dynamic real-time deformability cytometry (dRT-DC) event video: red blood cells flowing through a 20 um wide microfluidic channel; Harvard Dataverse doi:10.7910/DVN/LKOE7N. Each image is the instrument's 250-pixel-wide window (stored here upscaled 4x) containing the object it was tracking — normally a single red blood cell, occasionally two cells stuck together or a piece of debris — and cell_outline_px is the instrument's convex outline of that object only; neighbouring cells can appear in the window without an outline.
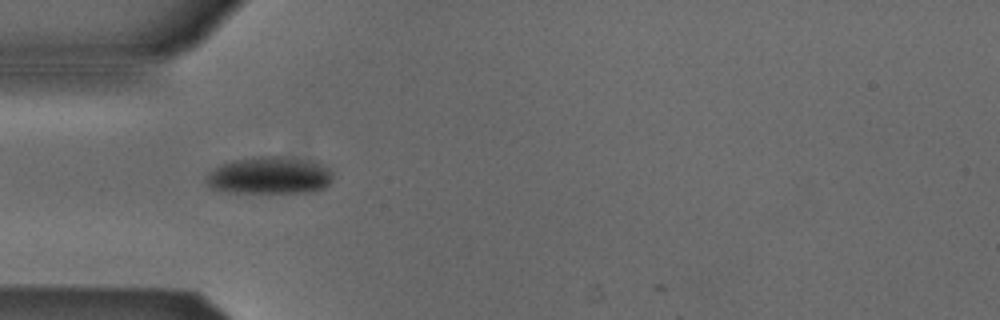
{"species": "Egyptian fruit bat (a non-hibernating species)", "species_latin": "Rousettus aegyptiacus", "temperature_condition": "cold", "stored_images_in_passage": 25, "camera_frame_rate_fps": 3000, "um_per_image_px": 0.085, "animal": {"sex": "male"}, "frame": {"image": 1, "passage_image": 6, "time_ms": 1.667, "image_size_px": [1000, 320], "cell_outline_px": [[332, 180], [324, 188], [316, 192], [236, 192], [212, 188], [204, 180], [208, 172], [220, 164], [232, 160], [260, 156], [280, 156], [316, 160], [324, 164], [332, 172]], "centroid_in_image_um": [22.96, 14.89], "position_along_channel_um": 62.0, "area_um2": 27.8}}
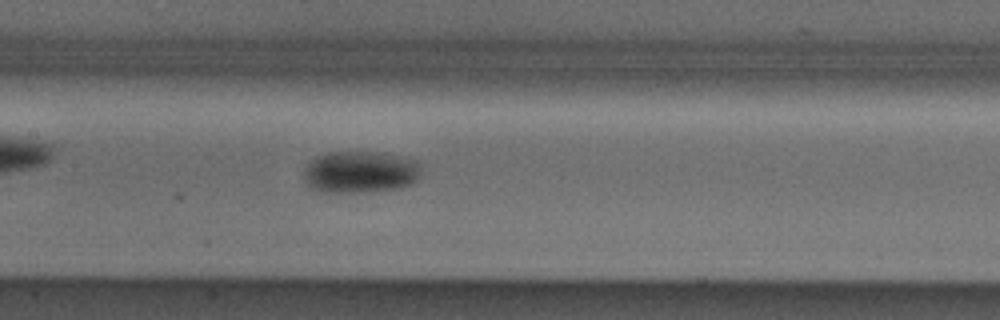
{"frame": {"image": 2, "passage_image": 15, "time_ms": 4.667, "image_size_px": [1000, 320], "cell_outline_px": [[420, 176], [412, 184], [396, 188], [356, 192], [316, 192], [304, 180], [304, 168], [316, 156], [328, 152], [376, 152], [416, 160], [420, 164]], "centroid_in_image_um": [30.59, 14.62], "position_along_channel_um": 176.8, "area_um2": 28.55}}
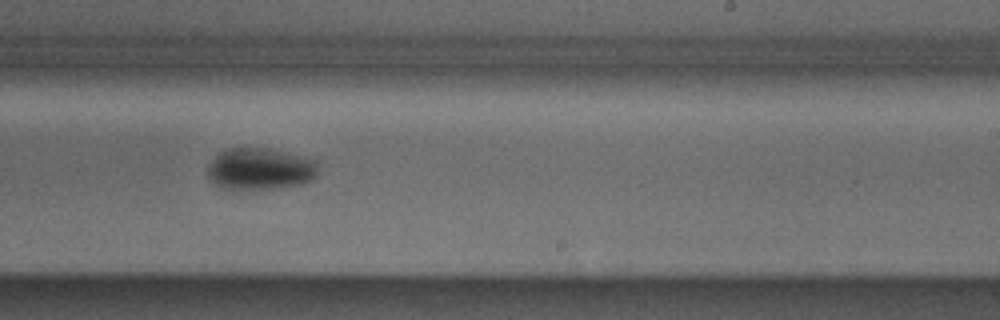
{"frame": {"image": 3, "passage_image": 22, "time_ms": 7.0, "image_size_px": [1000, 320], "cell_outline_px": [[316, 172], [308, 180], [300, 184], [272, 188], [228, 188], [216, 184], [208, 176], [208, 164], [220, 152], [228, 148], [268, 148], [316, 160]], "centroid_in_image_um": [22.07, 14.33], "position_along_channel_um": 266.9, "area_um2": 26.07}}